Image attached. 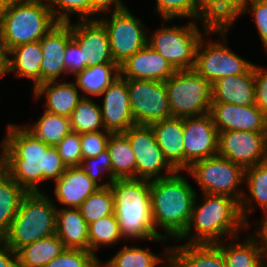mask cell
<instances>
[{"instance_id":"f1b7e54d","label":"cell","mask_w":267,"mask_h":267,"mask_svg":"<svg viewBox=\"0 0 267 267\" xmlns=\"http://www.w3.org/2000/svg\"><path fill=\"white\" fill-rule=\"evenodd\" d=\"M65 249L56 234L36 240L17 251L19 267H44Z\"/></svg>"},{"instance_id":"74e56055","label":"cell","mask_w":267,"mask_h":267,"mask_svg":"<svg viewBox=\"0 0 267 267\" xmlns=\"http://www.w3.org/2000/svg\"><path fill=\"white\" fill-rule=\"evenodd\" d=\"M78 208L88 225L99 218L114 214L113 194L110 186L99 188L87 197Z\"/></svg>"},{"instance_id":"7c38bea8","label":"cell","mask_w":267,"mask_h":267,"mask_svg":"<svg viewBox=\"0 0 267 267\" xmlns=\"http://www.w3.org/2000/svg\"><path fill=\"white\" fill-rule=\"evenodd\" d=\"M123 134L128 138L136 158V178L156 180L172 175L177 170L167 161L164 153L157 144L151 126L134 125ZM168 173L162 175V170Z\"/></svg>"},{"instance_id":"30bf717a","label":"cell","mask_w":267,"mask_h":267,"mask_svg":"<svg viewBox=\"0 0 267 267\" xmlns=\"http://www.w3.org/2000/svg\"><path fill=\"white\" fill-rule=\"evenodd\" d=\"M131 110L136 125H148L172 117L165 82L127 79Z\"/></svg>"},{"instance_id":"f907efd6","label":"cell","mask_w":267,"mask_h":267,"mask_svg":"<svg viewBox=\"0 0 267 267\" xmlns=\"http://www.w3.org/2000/svg\"><path fill=\"white\" fill-rule=\"evenodd\" d=\"M0 267H19L17 252L0 239Z\"/></svg>"},{"instance_id":"b9f144b4","label":"cell","mask_w":267,"mask_h":267,"mask_svg":"<svg viewBox=\"0 0 267 267\" xmlns=\"http://www.w3.org/2000/svg\"><path fill=\"white\" fill-rule=\"evenodd\" d=\"M57 22L69 23L71 14H78L82 20H89L88 0H45ZM56 7V9H55ZM57 8H59L57 10ZM57 10V11H56Z\"/></svg>"},{"instance_id":"d590c367","label":"cell","mask_w":267,"mask_h":267,"mask_svg":"<svg viewBox=\"0 0 267 267\" xmlns=\"http://www.w3.org/2000/svg\"><path fill=\"white\" fill-rule=\"evenodd\" d=\"M100 107L83 95L69 118L71 130L83 134L100 131L101 126L104 129Z\"/></svg>"},{"instance_id":"816d5d0a","label":"cell","mask_w":267,"mask_h":267,"mask_svg":"<svg viewBox=\"0 0 267 267\" xmlns=\"http://www.w3.org/2000/svg\"><path fill=\"white\" fill-rule=\"evenodd\" d=\"M7 55H9V50L5 43L2 21L0 20V77L4 76L7 71L9 62Z\"/></svg>"},{"instance_id":"c3c4849f","label":"cell","mask_w":267,"mask_h":267,"mask_svg":"<svg viewBox=\"0 0 267 267\" xmlns=\"http://www.w3.org/2000/svg\"><path fill=\"white\" fill-rule=\"evenodd\" d=\"M254 65L255 104L267 118V70Z\"/></svg>"},{"instance_id":"bcb514c9","label":"cell","mask_w":267,"mask_h":267,"mask_svg":"<svg viewBox=\"0 0 267 267\" xmlns=\"http://www.w3.org/2000/svg\"><path fill=\"white\" fill-rule=\"evenodd\" d=\"M247 10L248 12L251 10L253 12L256 28L267 51V3L264 0H251L247 4L244 13Z\"/></svg>"},{"instance_id":"52a82bcc","label":"cell","mask_w":267,"mask_h":267,"mask_svg":"<svg viewBox=\"0 0 267 267\" xmlns=\"http://www.w3.org/2000/svg\"><path fill=\"white\" fill-rule=\"evenodd\" d=\"M187 171L198 182L203 194L227 195L236 199L240 203L242 219L249 226L246 217L254 208L248 196L237 189L245 179L242 166L217 154L193 163Z\"/></svg>"},{"instance_id":"f35d334b","label":"cell","mask_w":267,"mask_h":267,"mask_svg":"<svg viewBox=\"0 0 267 267\" xmlns=\"http://www.w3.org/2000/svg\"><path fill=\"white\" fill-rule=\"evenodd\" d=\"M162 259L150 251L139 247H128L113 256L106 264L109 267H155Z\"/></svg>"},{"instance_id":"ab89813d","label":"cell","mask_w":267,"mask_h":267,"mask_svg":"<svg viewBox=\"0 0 267 267\" xmlns=\"http://www.w3.org/2000/svg\"><path fill=\"white\" fill-rule=\"evenodd\" d=\"M251 200H256L264 212H267V161L245 169Z\"/></svg>"},{"instance_id":"8992f818","label":"cell","mask_w":267,"mask_h":267,"mask_svg":"<svg viewBox=\"0 0 267 267\" xmlns=\"http://www.w3.org/2000/svg\"><path fill=\"white\" fill-rule=\"evenodd\" d=\"M1 21L9 51L19 45L40 41L58 23L42 0H10Z\"/></svg>"},{"instance_id":"4dcf8cb0","label":"cell","mask_w":267,"mask_h":267,"mask_svg":"<svg viewBox=\"0 0 267 267\" xmlns=\"http://www.w3.org/2000/svg\"><path fill=\"white\" fill-rule=\"evenodd\" d=\"M157 7L155 8L159 12L164 21L171 20L175 17H187V18H197L202 20L204 33L206 36L213 33L221 34L223 39L226 37V32L229 27H212L209 25L202 13L199 0H156Z\"/></svg>"},{"instance_id":"7a4b0ae2","label":"cell","mask_w":267,"mask_h":267,"mask_svg":"<svg viewBox=\"0 0 267 267\" xmlns=\"http://www.w3.org/2000/svg\"><path fill=\"white\" fill-rule=\"evenodd\" d=\"M178 172L150 181L153 226L163 228L165 239H178L184 233L197 199L187 179Z\"/></svg>"},{"instance_id":"60d3db41","label":"cell","mask_w":267,"mask_h":267,"mask_svg":"<svg viewBox=\"0 0 267 267\" xmlns=\"http://www.w3.org/2000/svg\"><path fill=\"white\" fill-rule=\"evenodd\" d=\"M78 167L100 188L109 187L116 180L112 173L111 158L107 149L96 157L83 159ZM103 173L109 174V180L107 183L100 185L98 184V180L102 178Z\"/></svg>"},{"instance_id":"8fae6325","label":"cell","mask_w":267,"mask_h":267,"mask_svg":"<svg viewBox=\"0 0 267 267\" xmlns=\"http://www.w3.org/2000/svg\"><path fill=\"white\" fill-rule=\"evenodd\" d=\"M106 28L110 53L119 66L147 45L148 35L144 24L130 10L112 12L111 19H98Z\"/></svg>"},{"instance_id":"277c9868","label":"cell","mask_w":267,"mask_h":267,"mask_svg":"<svg viewBox=\"0 0 267 267\" xmlns=\"http://www.w3.org/2000/svg\"><path fill=\"white\" fill-rule=\"evenodd\" d=\"M203 195V204L196 205L195 199L189 223L177 241L188 239L193 225L197 235L190 237L186 244H216L220 242L219 237L226 235L231 239H238L237 234L241 227H248L242 219L240 203L227 195Z\"/></svg>"},{"instance_id":"e0dca14e","label":"cell","mask_w":267,"mask_h":267,"mask_svg":"<svg viewBox=\"0 0 267 267\" xmlns=\"http://www.w3.org/2000/svg\"><path fill=\"white\" fill-rule=\"evenodd\" d=\"M209 114L219 133L223 131L267 132V118L256 104L240 106L232 103H212Z\"/></svg>"},{"instance_id":"9c48e42d","label":"cell","mask_w":267,"mask_h":267,"mask_svg":"<svg viewBox=\"0 0 267 267\" xmlns=\"http://www.w3.org/2000/svg\"><path fill=\"white\" fill-rule=\"evenodd\" d=\"M202 38L192 21L187 26L162 27L154 32L147 44L176 70H191L195 65L197 46Z\"/></svg>"},{"instance_id":"11a10c76","label":"cell","mask_w":267,"mask_h":267,"mask_svg":"<svg viewBox=\"0 0 267 267\" xmlns=\"http://www.w3.org/2000/svg\"><path fill=\"white\" fill-rule=\"evenodd\" d=\"M10 0H0V20L7 10Z\"/></svg>"},{"instance_id":"db71d44e","label":"cell","mask_w":267,"mask_h":267,"mask_svg":"<svg viewBox=\"0 0 267 267\" xmlns=\"http://www.w3.org/2000/svg\"><path fill=\"white\" fill-rule=\"evenodd\" d=\"M260 228L258 232L262 235L264 244H265V252H266V261H267V224H260Z\"/></svg>"},{"instance_id":"5b68a950","label":"cell","mask_w":267,"mask_h":267,"mask_svg":"<svg viewBox=\"0 0 267 267\" xmlns=\"http://www.w3.org/2000/svg\"><path fill=\"white\" fill-rule=\"evenodd\" d=\"M53 201L42 192L27 193L1 240L17 252L27 244L55 234L57 207Z\"/></svg>"},{"instance_id":"83f0119b","label":"cell","mask_w":267,"mask_h":267,"mask_svg":"<svg viewBox=\"0 0 267 267\" xmlns=\"http://www.w3.org/2000/svg\"><path fill=\"white\" fill-rule=\"evenodd\" d=\"M9 58L6 74L13 72L16 77H26L34 81V89L41 84V62L43 52L40 41L19 45L9 51Z\"/></svg>"},{"instance_id":"681fc988","label":"cell","mask_w":267,"mask_h":267,"mask_svg":"<svg viewBox=\"0 0 267 267\" xmlns=\"http://www.w3.org/2000/svg\"><path fill=\"white\" fill-rule=\"evenodd\" d=\"M89 3V20H92L94 14L105 13L109 10L110 5L114 4L112 12H118L128 9L121 0H88Z\"/></svg>"},{"instance_id":"4316f807","label":"cell","mask_w":267,"mask_h":267,"mask_svg":"<svg viewBox=\"0 0 267 267\" xmlns=\"http://www.w3.org/2000/svg\"><path fill=\"white\" fill-rule=\"evenodd\" d=\"M249 236L244 243L226 246L224 241L216 243L224 256L226 267H267L265 244L262 235ZM261 238L262 246L258 237ZM257 237V238H256ZM259 241V242H258Z\"/></svg>"},{"instance_id":"8d00e7d4","label":"cell","mask_w":267,"mask_h":267,"mask_svg":"<svg viewBox=\"0 0 267 267\" xmlns=\"http://www.w3.org/2000/svg\"><path fill=\"white\" fill-rule=\"evenodd\" d=\"M123 235L115 214L99 218L88 225L89 251L99 248V245H110L117 243Z\"/></svg>"},{"instance_id":"9f6ffc18","label":"cell","mask_w":267,"mask_h":267,"mask_svg":"<svg viewBox=\"0 0 267 267\" xmlns=\"http://www.w3.org/2000/svg\"><path fill=\"white\" fill-rule=\"evenodd\" d=\"M100 265H102V264H100V261H99V259L97 260V262L92 266V267H109L106 263L104 264V265H102V266H100Z\"/></svg>"},{"instance_id":"44dd1931","label":"cell","mask_w":267,"mask_h":267,"mask_svg":"<svg viewBox=\"0 0 267 267\" xmlns=\"http://www.w3.org/2000/svg\"><path fill=\"white\" fill-rule=\"evenodd\" d=\"M168 267H226L217 244H184L166 248Z\"/></svg>"},{"instance_id":"7bdbcfd3","label":"cell","mask_w":267,"mask_h":267,"mask_svg":"<svg viewBox=\"0 0 267 267\" xmlns=\"http://www.w3.org/2000/svg\"><path fill=\"white\" fill-rule=\"evenodd\" d=\"M97 260L90 251L66 248L44 267H92Z\"/></svg>"},{"instance_id":"f546056e","label":"cell","mask_w":267,"mask_h":267,"mask_svg":"<svg viewBox=\"0 0 267 267\" xmlns=\"http://www.w3.org/2000/svg\"><path fill=\"white\" fill-rule=\"evenodd\" d=\"M107 150L112 173L116 179L136 178V158L128 138L123 133H112Z\"/></svg>"},{"instance_id":"f5cc1de1","label":"cell","mask_w":267,"mask_h":267,"mask_svg":"<svg viewBox=\"0 0 267 267\" xmlns=\"http://www.w3.org/2000/svg\"><path fill=\"white\" fill-rule=\"evenodd\" d=\"M1 144L3 153L2 155H0V177H2L6 173V148H7L6 139H4Z\"/></svg>"},{"instance_id":"ac0fdd59","label":"cell","mask_w":267,"mask_h":267,"mask_svg":"<svg viewBox=\"0 0 267 267\" xmlns=\"http://www.w3.org/2000/svg\"><path fill=\"white\" fill-rule=\"evenodd\" d=\"M102 95L104 99L100 109L104 131L123 133L136 125L130 105L127 79L120 76L100 96Z\"/></svg>"},{"instance_id":"836d02e7","label":"cell","mask_w":267,"mask_h":267,"mask_svg":"<svg viewBox=\"0 0 267 267\" xmlns=\"http://www.w3.org/2000/svg\"><path fill=\"white\" fill-rule=\"evenodd\" d=\"M27 192L7 173L0 177V239L9 231Z\"/></svg>"},{"instance_id":"4fadbf2b","label":"cell","mask_w":267,"mask_h":267,"mask_svg":"<svg viewBox=\"0 0 267 267\" xmlns=\"http://www.w3.org/2000/svg\"><path fill=\"white\" fill-rule=\"evenodd\" d=\"M204 42L202 37L197 46L193 69L211 84L223 77L246 74L254 66L232 52L225 45L226 41H223L224 44L214 41L206 45Z\"/></svg>"},{"instance_id":"2e32d148","label":"cell","mask_w":267,"mask_h":267,"mask_svg":"<svg viewBox=\"0 0 267 267\" xmlns=\"http://www.w3.org/2000/svg\"><path fill=\"white\" fill-rule=\"evenodd\" d=\"M72 39L80 46L87 67L115 63L105 26L98 20H81L71 24Z\"/></svg>"},{"instance_id":"ffe728a7","label":"cell","mask_w":267,"mask_h":267,"mask_svg":"<svg viewBox=\"0 0 267 267\" xmlns=\"http://www.w3.org/2000/svg\"><path fill=\"white\" fill-rule=\"evenodd\" d=\"M177 70L148 44L120 65L124 79L167 81Z\"/></svg>"},{"instance_id":"d6986e66","label":"cell","mask_w":267,"mask_h":267,"mask_svg":"<svg viewBox=\"0 0 267 267\" xmlns=\"http://www.w3.org/2000/svg\"><path fill=\"white\" fill-rule=\"evenodd\" d=\"M72 39L71 22H58L40 39L43 52L41 62V83L56 81L60 74L66 73L64 57L67 43Z\"/></svg>"},{"instance_id":"603a6c76","label":"cell","mask_w":267,"mask_h":267,"mask_svg":"<svg viewBox=\"0 0 267 267\" xmlns=\"http://www.w3.org/2000/svg\"><path fill=\"white\" fill-rule=\"evenodd\" d=\"M212 103L255 104L254 66L246 73L220 78L212 84Z\"/></svg>"},{"instance_id":"d4e9b609","label":"cell","mask_w":267,"mask_h":267,"mask_svg":"<svg viewBox=\"0 0 267 267\" xmlns=\"http://www.w3.org/2000/svg\"><path fill=\"white\" fill-rule=\"evenodd\" d=\"M33 91L36 98L46 95L47 112L67 118H70L73 110L83 98L78 93V87L72 82L48 81L39 84Z\"/></svg>"},{"instance_id":"7dc6e473","label":"cell","mask_w":267,"mask_h":267,"mask_svg":"<svg viewBox=\"0 0 267 267\" xmlns=\"http://www.w3.org/2000/svg\"><path fill=\"white\" fill-rule=\"evenodd\" d=\"M64 64L66 74L72 73L74 76L87 67L83 62L80 46L73 39L66 45Z\"/></svg>"},{"instance_id":"ba28073f","label":"cell","mask_w":267,"mask_h":267,"mask_svg":"<svg viewBox=\"0 0 267 267\" xmlns=\"http://www.w3.org/2000/svg\"><path fill=\"white\" fill-rule=\"evenodd\" d=\"M172 117H192L209 113L212 84L194 69L177 70L165 81Z\"/></svg>"},{"instance_id":"e575fe53","label":"cell","mask_w":267,"mask_h":267,"mask_svg":"<svg viewBox=\"0 0 267 267\" xmlns=\"http://www.w3.org/2000/svg\"><path fill=\"white\" fill-rule=\"evenodd\" d=\"M36 138L48 146H56L71 130L70 119L45 111L41 118L32 125L25 126Z\"/></svg>"},{"instance_id":"484cf974","label":"cell","mask_w":267,"mask_h":267,"mask_svg":"<svg viewBox=\"0 0 267 267\" xmlns=\"http://www.w3.org/2000/svg\"><path fill=\"white\" fill-rule=\"evenodd\" d=\"M55 234L66 248L89 251L88 224L79 208L57 209Z\"/></svg>"},{"instance_id":"6f0895ef","label":"cell","mask_w":267,"mask_h":267,"mask_svg":"<svg viewBox=\"0 0 267 267\" xmlns=\"http://www.w3.org/2000/svg\"><path fill=\"white\" fill-rule=\"evenodd\" d=\"M266 214H267V212H266ZM261 224H267V217L262 220Z\"/></svg>"},{"instance_id":"5bb4252c","label":"cell","mask_w":267,"mask_h":267,"mask_svg":"<svg viewBox=\"0 0 267 267\" xmlns=\"http://www.w3.org/2000/svg\"><path fill=\"white\" fill-rule=\"evenodd\" d=\"M218 154L244 169L267 161V132L223 131Z\"/></svg>"},{"instance_id":"9a60e30c","label":"cell","mask_w":267,"mask_h":267,"mask_svg":"<svg viewBox=\"0 0 267 267\" xmlns=\"http://www.w3.org/2000/svg\"><path fill=\"white\" fill-rule=\"evenodd\" d=\"M184 169L218 154L219 132L209 113L184 117Z\"/></svg>"},{"instance_id":"f6af8a7d","label":"cell","mask_w":267,"mask_h":267,"mask_svg":"<svg viewBox=\"0 0 267 267\" xmlns=\"http://www.w3.org/2000/svg\"><path fill=\"white\" fill-rule=\"evenodd\" d=\"M112 132L102 131L81 134V153L82 158H92L98 156L107 149L108 140Z\"/></svg>"},{"instance_id":"7402d4cb","label":"cell","mask_w":267,"mask_h":267,"mask_svg":"<svg viewBox=\"0 0 267 267\" xmlns=\"http://www.w3.org/2000/svg\"><path fill=\"white\" fill-rule=\"evenodd\" d=\"M150 126L167 161L177 171L184 170V117L166 118Z\"/></svg>"},{"instance_id":"1f68e13d","label":"cell","mask_w":267,"mask_h":267,"mask_svg":"<svg viewBox=\"0 0 267 267\" xmlns=\"http://www.w3.org/2000/svg\"><path fill=\"white\" fill-rule=\"evenodd\" d=\"M119 77L120 66L116 63H106L86 67L77 73L75 75V84L89 95L100 96Z\"/></svg>"},{"instance_id":"ee69618b","label":"cell","mask_w":267,"mask_h":267,"mask_svg":"<svg viewBox=\"0 0 267 267\" xmlns=\"http://www.w3.org/2000/svg\"><path fill=\"white\" fill-rule=\"evenodd\" d=\"M56 148L66 167H78L83 160L81 153V134L70 131Z\"/></svg>"},{"instance_id":"6da1fadb","label":"cell","mask_w":267,"mask_h":267,"mask_svg":"<svg viewBox=\"0 0 267 267\" xmlns=\"http://www.w3.org/2000/svg\"><path fill=\"white\" fill-rule=\"evenodd\" d=\"M5 139L6 173L27 193L40 192L37 183L56 181L65 172L67 167L56 146L46 145L25 126L9 124Z\"/></svg>"},{"instance_id":"cb8c5ba5","label":"cell","mask_w":267,"mask_h":267,"mask_svg":"<svg viewBox=\"0 0 267 267\" xmlns=\"http://www.w3.org/2000/svg\"><path fill=\"white\" fill-rule=\"evenodd\" d=\"M55 184L54 194L58 202L73 208H78L100 188L79 167H67Z\"/></svg>"},{"instance_id":"3957f363","label":"cell","mask_w":267,"mask_h":267,"mask_svg":"<svg viewBox=\"0 0 267 267\" xmlns=\"http://www.w3.org/2000/svg\"><path fill=\"white\" fill-rule=\"evenodd\" d=\"M114 214L123 238L159 240L165 235L156 231L151 215L150 181L137 178L116 179L110 184Z\"/></svg>"},{"instance_id":"d6a6232c","label":"cell","mask_w":267,"mask_h":267,"mask_svg":"<svg viewBox=\"0 0 267 267\" xmlns=\"http://www.w3.org/2000/svg\"><path fill=\"white\" fill-rule=\"evenodd\" d=\"M251 0H199L206 22L212 27H230Z\"/></svg>"}]
</instances>
